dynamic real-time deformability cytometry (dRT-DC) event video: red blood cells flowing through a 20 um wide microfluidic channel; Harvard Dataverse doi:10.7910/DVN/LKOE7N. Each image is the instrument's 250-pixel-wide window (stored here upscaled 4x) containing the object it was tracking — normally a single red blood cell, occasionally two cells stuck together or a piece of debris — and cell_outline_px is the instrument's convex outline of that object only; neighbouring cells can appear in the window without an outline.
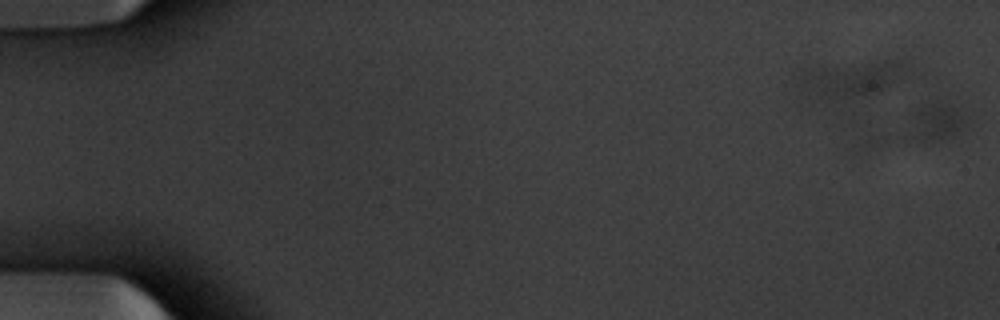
{"species": "common noctule bat (a hibernating species)", "species_latin": "Nyctalus noctula", "temperature_condition": "warm", "stored_images_in_passage": 4, "camera_frame_rate_fps": 3000, "um_per_image_px": 0.085, "animal": {"sex": "male", "body_mass_g": 20.1, "forearm_length_mm": 53.5}, "frame": {"image": 1, "passage_image": 4, "time_ms": 1.0, "image_size_px": [1000, 320], "cell_outline_px": [[968, 120], [952, 136], [944, 140], [920, 140], [912, 136], [912, 108], [936, 96], [960, 104]], "centroid_in_image_um": [79.66, 10.15], "position_along_channel_um": 5.3, "area_um2": 13.53}}